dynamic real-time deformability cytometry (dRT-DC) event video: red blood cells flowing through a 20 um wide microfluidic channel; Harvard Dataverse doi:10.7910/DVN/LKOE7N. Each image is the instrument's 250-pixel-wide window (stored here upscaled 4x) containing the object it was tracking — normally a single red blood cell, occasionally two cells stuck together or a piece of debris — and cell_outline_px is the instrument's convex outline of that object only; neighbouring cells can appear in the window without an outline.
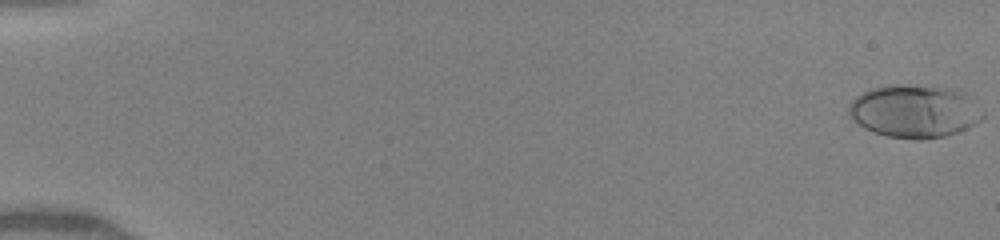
{"species": "human", "species_latin": "Homo sapiens", "temperature_condition": "warm", "stored_images_in_passage": 28, "camera_frame_rate_fps": 3000, "um_per_image_px": 0.085, "donor": {"sex": "female"}, "frame": {"image": 1, "passage_image": 1, "time_ms": 0.0, "image_size_px": [1000, 240], "cell_outline_px": [[984, 116], [976, 124], [956, 132], [944, 136], [920, 140], [912, 140], [888, 136], [872, 132], [864, 128], [852, 120], [848, 112], [848, 104], [856, 96], [872, 88], [888, 84], [904, 84], [956, 88], [972, 96], [984, 112]], "centroid_in_image_um": [77.75, 9.44], "position_along_channel_um": 7.2, "area_um2": 42.08}}
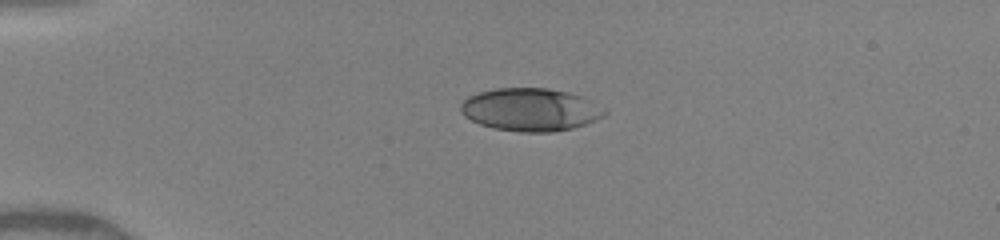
{"frame": {"image": 2, "passage_image": 22, "time_ms": 4.0, "image_size_px": [1000, 240], "cell_outline_px": [[608, 112], [604, 116], [584, 124], [572, 128], [552, 132], [520, 132], [492, 128], [480, 124], [464, 116], [460, 108], [460, 104], [468, 96], [480, 92], [496, 88], [548, 88], [568, 92], [580, 96]], "centroid_in_image_um": [45.04, 9.32], "position_along_channel_um": 40.0, "area_um2": 35.6}}